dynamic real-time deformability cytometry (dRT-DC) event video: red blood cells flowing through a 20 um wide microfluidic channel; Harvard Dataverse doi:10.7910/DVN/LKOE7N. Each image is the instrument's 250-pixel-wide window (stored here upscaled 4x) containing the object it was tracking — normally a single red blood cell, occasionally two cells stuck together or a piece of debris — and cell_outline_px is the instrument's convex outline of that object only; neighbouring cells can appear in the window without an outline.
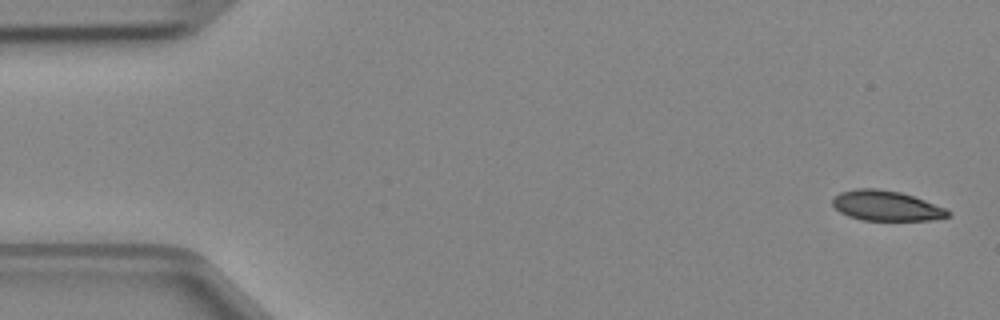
{"species": "Egyptian fruit bat (a non-hibernating species)", "species_latin": "Rousettus aegyptiacus", "temperature_condition": "cold", "stored_images_in_passage": 4, "camera_frame_rate_fps": 3000, "um_per_image_px": 0.085, "animal": {"sex": "female"}, "frame": {"image": 1, "passage_image": 1, "time_ms": 0.0, "image_size_px": [1000, 320], "cell_outline_px": [[952, 212], [948, 216], [932, 220], [864, 220], [848, 216], [840, 212], [832, 204], [832, 200], [840, 192], [860, 188], [876, 188], [900, 192], [924, 200], [944, 208]], "centroid_in_image_um": [75.32, 17.49], "position_along_channel_um": 9.7, "area_um2": 20.0}}
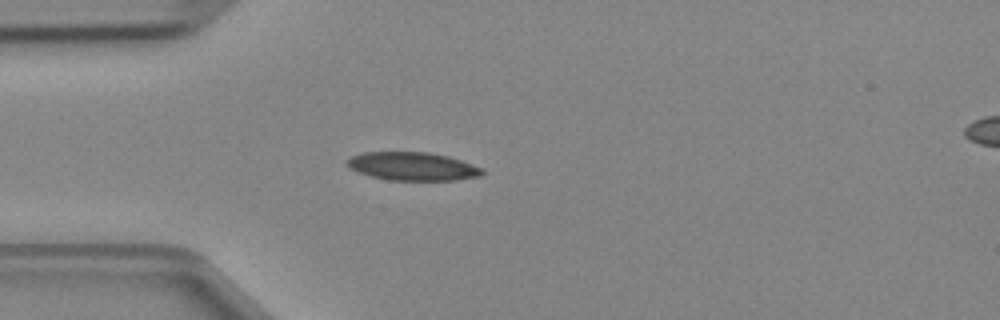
{"frame": {"image": 2, "passage_image": 4, "time_ms": 1.0, "image_size_px": [1000, 320], "cell_outline_px": [[484, 172], [480, 176], [456, 180], [388, 180], [356, 172], [348, 168], [348, 160], [352, 156], [364, 152], [428, 152], [448, 156], [484, 168]], "centroid_in_image_um": [35.08, 14.14], "position_along_channel_um": 49.9, "area_um2": 22.25}}